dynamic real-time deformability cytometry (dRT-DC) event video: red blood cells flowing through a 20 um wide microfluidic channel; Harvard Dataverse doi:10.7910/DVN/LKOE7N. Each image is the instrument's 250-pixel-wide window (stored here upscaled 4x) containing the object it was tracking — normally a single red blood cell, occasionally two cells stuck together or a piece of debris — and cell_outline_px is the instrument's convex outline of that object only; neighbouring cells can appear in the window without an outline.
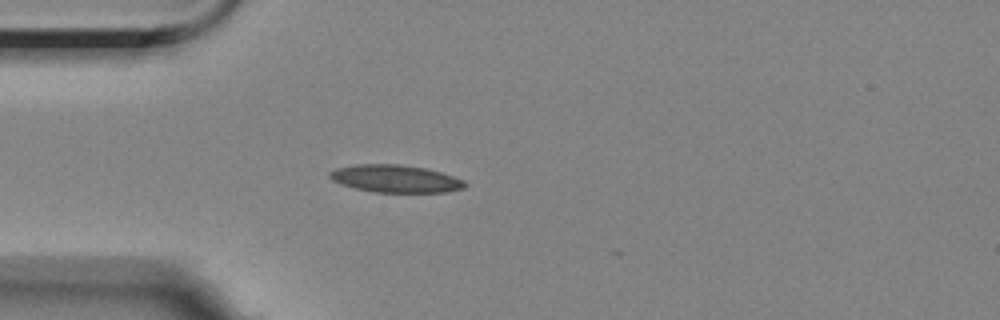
{"species": "Egyptian fruit bat (a non-hibernating species)", "species_latin": "Rousettus aegyptiacus", "temperature_condition": "room temperature", "stored_images_in_passage": 17, "camera_frame_rate_fps": 3000, "um_per_image_px": 0.085, "animal": {"sex": "female"}, "frame": {"image": 1, "passage_image": 15, "time_ms": 4.667, "image_size_px": [1000, 320], "cell_outline_px": [[468, 184], [464, 188], [448, 192], [376, 192], [356, 188], [340, 184], [332, 180], [328, 176], [328, 172], [336, 168], [356, 164], [400, 164], [424, 168], [440, 172], [464, 180]], "centroid_in_image_um": [33.6, 15.19], "position_along_channel_um": 51.4, "area_um2": 21.68}}